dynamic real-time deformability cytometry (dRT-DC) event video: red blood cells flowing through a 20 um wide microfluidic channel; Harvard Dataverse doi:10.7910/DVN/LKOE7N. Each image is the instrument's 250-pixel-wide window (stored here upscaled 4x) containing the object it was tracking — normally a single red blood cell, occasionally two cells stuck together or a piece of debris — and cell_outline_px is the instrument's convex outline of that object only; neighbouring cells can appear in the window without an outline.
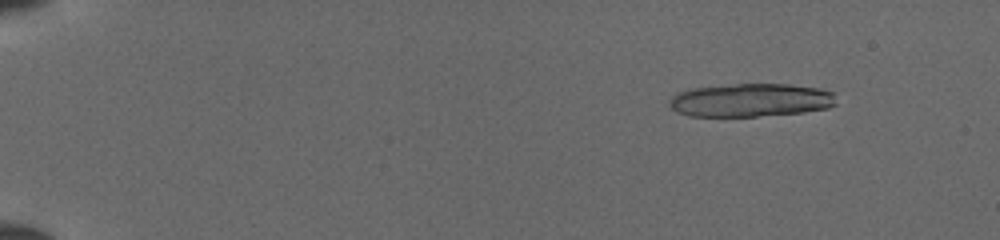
{"species": "common noctule bat (a hibernating species)", "species_latin": "Nyctalus noctula", "temperature_condition": "cold", "stored_images_in_passage": 20, "camera_frame_rate_fps": 3000, "um_per_image_px": 0.085, "animal": {"sex": "female", "body_mass_g": 19.5, "forearm_length_mm": 54.1}, "frame": {"image": 1, "passage_image": 7, "time_ms": 2.0, "image_size_px": [1000, 240], "cell_outline_px": [[836, 104], [828, 108], [804, 112], [756, 116], [688, 116], [676, 112], [668, 104], [668, 100], [676, 92], [692, 88], [736, 84], [788, 84], [820, 88], [832, 92]], "centroid_in_image_um": [63.77, 8.51], "position_along_channel_um": 21.2, "area_um2": 32.48}}